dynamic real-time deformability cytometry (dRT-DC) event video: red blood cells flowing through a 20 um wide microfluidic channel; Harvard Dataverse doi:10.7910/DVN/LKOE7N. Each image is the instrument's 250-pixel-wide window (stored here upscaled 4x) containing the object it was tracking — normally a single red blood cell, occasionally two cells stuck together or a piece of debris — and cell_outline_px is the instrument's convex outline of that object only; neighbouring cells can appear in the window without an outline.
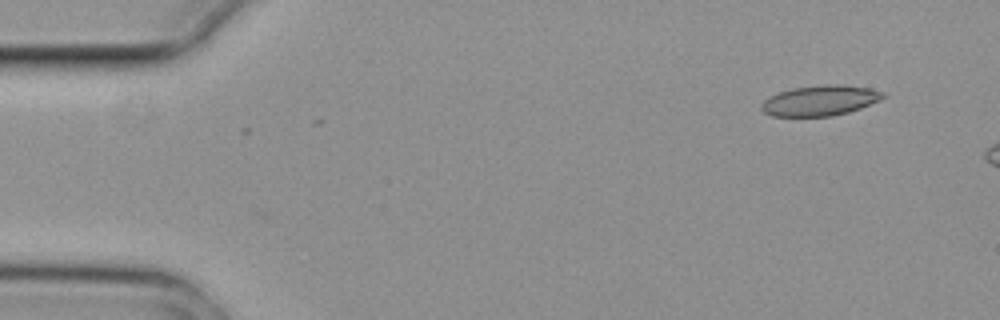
{"species": "common noctule bat (a hibernating species)", "species_latin": "Nyctalus noctula", "temperature_condition": "cold", "stored_images_in_passage": 4, "camera_frame_rate_fps": 3000, "um_per_image_px": 0.085, "animal": {"sex": "female", "body_mass_g": 29.2, "forearm_length_mm": 56.3}, "frame": {"image": 1, "passage_image": 4, "time_ms": 1.0, "image_size_px": [1000, 320], "cell_outline_px": [[884, 96], [880, 100], [860, 108], [848, 112], [832, 116], [772, 116], [764, 112], [760, 108], [760, 104], [764, 100], [780, 92], [792, 88], [820, 84], [840, 84], [868, 88], [884, 92]], "centroid_in_image_um": [69.69, 8.54], "position_along_channel_um": 15.3, "area_um2": 21.44}}